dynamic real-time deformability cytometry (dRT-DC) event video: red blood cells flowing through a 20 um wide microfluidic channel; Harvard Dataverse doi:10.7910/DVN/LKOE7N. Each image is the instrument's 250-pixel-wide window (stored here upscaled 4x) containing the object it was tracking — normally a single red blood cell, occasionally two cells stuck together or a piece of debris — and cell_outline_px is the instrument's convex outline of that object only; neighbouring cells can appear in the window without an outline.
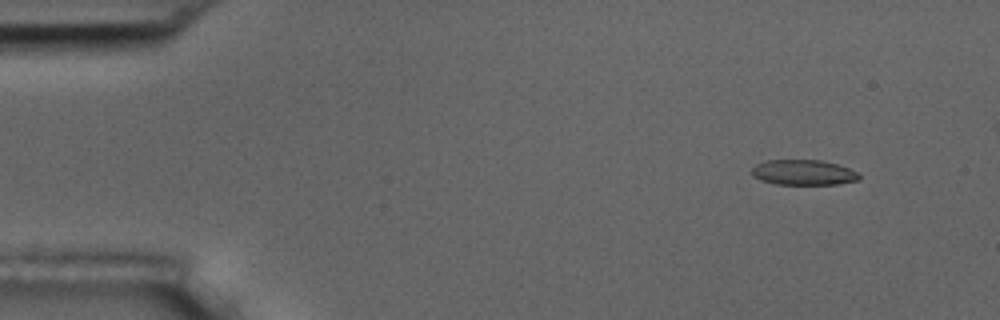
{"species": "common noctule bat (a hibernating species)", "species_latin": "Nyctalus noctula", "temperature_condition": "room temperature", "stored_images_in_passage": 6, "camera_frame_rate_fps": 3000, "um_per_image_px": 0.085, "animal": {"sex": "male", "body_mass_g": 17.5, "forearm_length_mm": 52.3}, "frame": {"image": 1, "passage_image": 2, "time_ms": 1.333, "image_size_px": [1000, 320], "cell_outline_px": [[860, 180], [836, 184], [776, 184], [760, 180], [752, 176], [752, 168], [756, 164], [768, 160], [820, 160], [836, 164], [848, 168], [856, 172], [860, 176]], "centroid_in_image_um": [68.27, 14.66], "position_along_channel_um": 16.7, "area_um2": 15.72}}
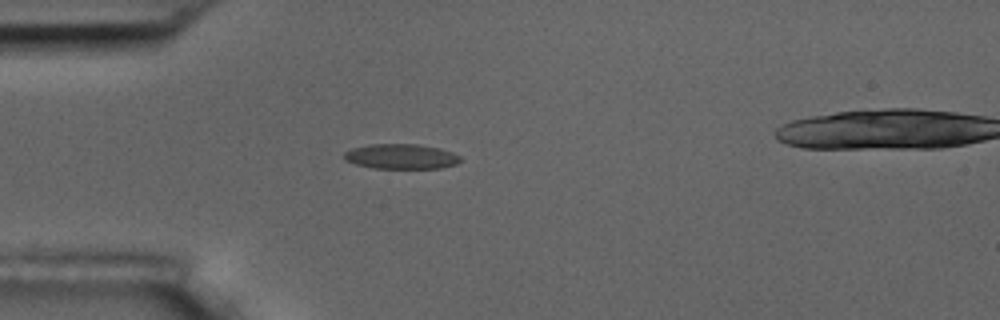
{"frame": {"image": 2, "passage_image": 5, "time_ms": 4.667, "image_size_px": [1000, 320], "cell_outline_px": [[460, 160], [456, 164], [440, 168], [372, 168], [356, 164], [344, 160], [344, 152], [352, 148], [368, 144], [416, 144], [440, 148], [452, 152], [460, 156]], "centroid_in_image_um": [34.07, 13.29], "position_along_channel_um": 50.9, "area_um2": 16.94}}